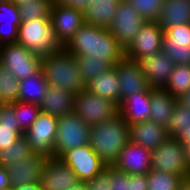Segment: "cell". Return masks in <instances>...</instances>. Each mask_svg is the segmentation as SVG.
<instances>
[{
  "label": "cell",
  "mask_w": 190,
  "mask_h": 190,
  "mask_svg": "<svg viewBox=\"0 0 190 190\" xmlns=\"http://www.w3.org/2000/svg\"><path fill=\"white\" fill-rule=\"evenodd\" d=\"M64 48L74 56H91L105 59L113 66L125 57V50L106 28L84 23Z\"/></svg>",
  "instance_id": "1"
},
{
  "label": "cell",
  "mask_w": 190,
  "mask_h": 190,
  "mask_svg": "<svg viewBox=\"0 0 190 190\" xmlns=\"http://www.w3.org/2000/svg\"><path fill=\"white\" fill-rule=\"evenodd\" d=\"M129 142V124L119 113L90 128V146L106 166L114 165Z\"/></svg>",
  "instance_id": "2"
},
{
  "label": "cell",
  "mask_w": 190,
  "mask_h": 190,
  "mask_svg": "<svg viewBox=\"0 0 190 190\" xmlns=\"http://www.w3.org/2000/svg\"><path fill=\"white\" fill-rule=\"evenodd\" d=\"M41 70L49 86L74 95L86 89L75 56L65 48L41 58Z\"/></svg>",
  "instance_id": "3"
},
{
  "label": "cell",
  "mask_w": 190,
  "mask_h": 190,
  "mask_svg": "<svg viewBox=\"0 0 190 190\" xmlns=\"http://www.w3.org/2000/svg\"><path fill=\"white\" fill-rule=\"evenodd\" d=\"M17 43L43 58L64 48L52 28L50 18H37L19 25Z\"/></svg>",
  "instance_id": "4"
},
{
  "label": "cell",
  "mask_w": 190,
  "mask_h": 190,
  "mask_svg": "<svg viewBox=\"0 0 190 190\" xmlns=\"http://www.w3.org/2000/svg\"><path fill=\"white\" fill-rule=\"evenodd\" d=\"M90 128L74 111L58 118L54 157L60 158L66 151L90 144Z\"/></svg>",
  "instance_id": "5"
},
{
  "label": "cell",
  "mask_w": 190,
  "mask_h": 190,
  "mask_svg": "<svg viewBox=\"0 0 190 190\" xmlns=\"http://www.w3.org/2000/svg\"><path fill=\"white\" fill-rule=\"evenodd\" d=\"M151 169L189 178L184 146L176 138H167L151 151Z\"/></svg>",
  "instance_id": "6"
},
{
  "label": "cell",
  "mask_w": 190,
  "mask_h": 190,
  "mask_svg": "<svg viewBox=\"0 0 190 190\" xmlns=\"http://www.w3.org/2000/svg\"><path fill=\"white\" fill-rule=\"evenodd\" d=\"M74 112L89 127H92L113 118L119 113V107L113 101L85 89L75 95Z\"/></svg>",
  "instance_id": "7"
},
{
  "label": "cell",
  "mask_w": 190,
  "mask_h": 190,
  "mask_svg": "<svg viewBox=\"0 0 190 190\" xmlns=\"http://www.w3.org/2000/svg\"><path fill=\"white\" fill-rule=\"evenodd\" d=\"M0 65L19 81L41 70V58L19 43L0 45Z\"/></svg>",
  "instance_id": "8"
},
{
  "label": "cell",
  "mask_w": 190,
  "mask_h": 190,
  "mask_svg": "<svg viewBox=\"0 0 190 190\" xmlns=\"http://www.w3.org/2000/svg\"><path fill=\"white\" fill-rule=\"evenodd\" d=\"M57 125V117L42 111L38 114L35 122L24 133L35 154H41L47 158L54 157Z\"/></svg>",
  "instance_id": "9"
},
{
  "label": "cell",
  "mask_w": 190,
  "mask_h": 190,
  "mask_svg": "<svg viewBox=\"0 0 190 190\" xmlns=\"http://www.w3.org/2000/svg\"><path fill=\"white\" fill-rule=\"evenodd\" d=\"M144 23L145 20L134 7L126 0H121L108 30L126 50Z\"/></svg>",
  "instance_id": "10"
},
{
  "label": "cell",
  "mask_w": 190,
  "mask_h": 190,
  "mask_svg": "<svg viewBox=\"0 0 190 190\" xmlns=\"http://www.w3.org/2000/svg\"><path fill=\"white\" fill-rule=\"evenodd\" d=\"M59 159L74 171L79 182L92 180L106 167L90 144L66 151Z\"/></svg>",
  "instance_id": "11"
},
{
  "label": "cell",
  "mask_w": 190,
  "mask_h": 190,
  "mask_svg": "<svg viewBox=\"0 0 190 190\" xmlns=\"http://www.w3.org/2000/svg\"><path fill=\"white\" fill-rule=\"evenodd\" d=\"M164 30L157 21H145L133 42L125 50V57L139 61L162 51Z\"/></svg>",
  "instance_id": "12"
},
{
  "label": "cell",
  "mask_w": 190,
  "mask_h": 190,
  "mask_svg": "<svg viewBox=\"0 0 190 190\" xmlns=\"http://www.w3.org/2000/svg\"><path fill=\"white\" fill-rule=\"evenodd\" d=\"M50 21L58 40L63 46L84 25L83 11L53 2L50 13Z\"/></svg>",
  "instance_id": "13"
},
{
  "label": "cell",
  "mask_w": 190,
  "mask_h": 190,
  "mask_svg": "<svg viewBox=\"0 0 190 190\" xmlns=\"http://www.w3.org/2000/svg\"><path fill=\"white\" fill-rule=\"evenodd\" d=\"M162 51L175 65H190V23L166 29Z\"/></svg>",
  "instance_id": "14"
},
{
  "label": "cell",
  "mask_w": 190,
  "mask_h": 190,
  "mask_svg": "<svg viewBox=\"0 0 190 190\" xmlns=\"http://www.w3.org/2000/svg\"><path fill=\"white\" fill-rule=\"evenodd\" d=\"M114 67L118 74L120 103L135 93L151 91L138 61L124 57Z\"/></svg>",
  "instance_id": "15"
},
{
  "label": "cell",
  "mask_w": 190,
  "mask_h": 190,
  "mask_svg": "<svg viewBox=\"0 0 190 190\" xmlns=\"http://www.w3.org/2000/svg\"><path fill=\"white\" fill-rule=\"evenodd\" d=\"M78 182L74 171L61 159L47 158L42 168L41 185L43 190H66Z\"/></svg>",
  "instance_id": "16"
},
{
  "label": "cell",
  "mask_w": 190,
  "mask_h": 190,
  "mask_svg": "<svg viewBox=\"0 0 190 190\" xmlns=\"http://www.w3.org/2000/svg\"><path fill=\"white\" fill-rule=\"evenodd\" d=\"M148 85L152 89L164 88L175 66L163 51L147 56L138 61Z\"/></svg>",
  "instance_id": "17"
},
{
  "label": "cell",
  "mask_w": 190,
  "mask_h": 190,
  "mask_svg": "<svg viewBox=\"0 0 190 190\" xmlns=\"http://www.w3.org/2000/svg\"><path fill=\"white\" fill-rule=\"evenodd\" d=\"M127 174H147L151 170V151L129 142L113 165Z\"/></svg>",
  "instance_id": "18"
},
{
  "label": "cell",
  "mask_w": 190,
  "mask_h": 190,
  "mask_svg": "<svg viewBox=\"0 0 190 190\" xmlns=\"http://www.w3.org/2000/svg\"><path fill=\"white\" fill-rule=\"evenodd\" d=\"M46 160V156L35 154L32 158H25L23 162L12 163L7 168L10 186L14 188L25 184L41 183L42 168Z\"/></svg>",
  "instance_id": "19"
},
{
  "label": "cell",
  "mask_w": 190,
  "mask_h": 190,
  "mask_svg": "<svg viewBox=\"0 0 190 190\" xmlns=\"http://www.w3.org/2000/svg\"><path fill=\"white\" fill-rule=\"evenodd\" d=\"M130 142L150 151L158 148L167 138V128L151 120L129 125Z\"/></svg>",
  "instance_id": "20"
},
{
  "label": "cell",
  "mask_w": 190,
  "mask_h": 190,
  "mask_svg": "<svg viewBox=\"0 0 190 190\" xmlns=\"http://www.w3.org/2000/svg\"><path fill=\"white\" fill-rule=\"evenodd\" d=\"M151 91H142L129 96L119 105V114L131 125L147 121L151 113Z\"/></svg>",
  "instance_id": "21"
},
{
  "label": "cell",
  "mask_w": 190,
  "mask_h": 190,
  "mask_svg": "<svg viewBox=\"0 0 190 190\" xmlns=\"http://www.w3.org/2000/svg\"><path fill=\"white\" fill-rule=\"evenodd\" d=\"M75 95L56 86H48L46 94L39 104L40 110L60 118L74 111Z\"/></svg>",
  "instance_id": "22"
},
{
  "label": "cell",
  "mask_w": 190,
  "mask_h": 190,
  "mask_svg": "<svg viewBox=\"0 0 190 190\" xmlns=\"http://www.w3.org/2000/svg\"><path fill=\"white\" fill-rule=\"evenodd\" d=\"M21 23L18 6L11 0L0 1V45L17 42Z\"/></svg>",
  "instance_id": "23"
},
{
  "label": "cell",
  "mask_w": 190,
  "mask_h": 190,
  "mask_svg": "<svg viewBox=\"0 0 190 190\" xmlns=\"http://www.w3.org/2000/svg\"><path fill=\"white\" fill-rule=\"evenodd\" d=\"M86 89L97 96L113 101L119 107L120 86L117 70L114 66L88 82Z\"/></svg>",
  "instance_id": "24"
},
{
  "label": "cell",
  "mask_w": 190,
  "mask_h": 190,
  "mask_svg": "<svg viewBox=\"0 0 190 190\" xmlns=\"http://www.w3.org/2000/svg\"><path fill=\"white\" fill-rule=\"evenodd\" d=\"M177 101L178 98L174 97L165 89L151 88V113L149 120L168 128Z\"/></svg>",
  "instance_id": "25"
},
{
  "label": "cell",
  "mask_w": 190,
  "mask_h": 190,
  "mask_svg": "<svg viewBox=\"0 0 190 190\" xmlns=\"http://www.w3.org/2000/svg\"><path fill=\"white\" fill-rule=\"evenodd\" d=\"M157 23L164 31L190 23V0H164Z\"/></svg>",
  "instance_id": "26"
},
{
  "label": "cell",
  "mask_w": 190,
  "mask_h": 190,
  "mask_svg": "<svg viewBox=\"0 0 190 190\" xmlns=\"http://www.w3.org/2000/svg\"><path fill=\"white\" fill-rule=\"evenodd\" d=\"M121 0H96L83 11L84 22L106 28L111 26Z\"/></svg>",
  "instance_id": "27"
},
{
  "label": "cell",
  "mask_w": 190,
  "mask_h": 190,
  "mask_svg": "<svg viewBox=\"0 0 190 190\" xmlns=\"http://www.w3.org/2000/svg\"><path fill=\"white\" fill-rule=\"evenodd\" d=\"M18 101L39 105L44 98L48 82L42 70L19 81Z\"/></svg>",
  "instance_id": "28"
},
{
  "label": "cell",
  "mask_w": 190,
  "mask_h": 190,
  "mask_svg": "<svg viewBox=\"0 0 190 190\" xmlns=\"http://www.w3.org/2000/svg\"><path fill=\"white\" fill-rule=\"evenodd\" d=\"M22 135L13 107L10 104H0V150L12 146Z\"/></svg>",
  "instance_id": "29"
},
{
  "label": "cell",
  "mask_w": 190,
  "mask_h": 190,
  "mask_svg": "<svg viewBox=\"0 0 190 190\" xmlns=\"http://www.w3.org/2000/svg\"><path fill=\"white\" fill-rule=\"evenodd\" d=\"M35 155L24 135L20 136L12 146L0 150V165L8 168L12 163L23 162L25 158Z\"/></svg>",
  "instance_id": "30"
},
{
  "label": "cell",
  "mask_w": 190,
  "mask_h": 190,
  "mask_svg": "<svg viewBox=\"0 0 190 190\" xmlns=\"http://www.w3.org/2000/svg\"><path fill=\"white\" fill-rule=\"evenodd\" d=\"M81 77L85 84L93 80L98 74L111 69L113 65L105 60L91 56H75Z\"/></svg>",
  "instance_id": "31"
},
{
  "label": "cell",
  "mask_w": 190,
  "mask_h": 190,
  "mask_svg": "<svg viewBox=\"0 0 190 190\" xmlns=\"http://www.w3.org/2000/svg\"><path fill=\"white\" fill-rule=\"evenodd\" d=\"M163 89L176 98L187 92L190 89V65H175Z\"/></svg>",
  "instance_id": "32"
},
{
  "label": "cell",
  "mask_w": 190,
  "mask_h": 190,
  "mask_svg": "<svg viewBox=\"0 0 190 190\" xmlns=\"http://www.w3.org/2000/svg\"><path fill=\"white\" fill-rule=\"evenodd\" d=\"M17 119L18 129L24 134L37 119L41 112L39 105L16 101L10 103Z\"/></svg>",
  "instance_id": "33"
},
{
  "label": "cell",
  "mask_w": 190,
  "mask_h": 190,
  "mask_svg": "<svg viewBox=\"0 0 190 190\" xmlns=\"http://www.w3.org/2000/svg\"><path fill=\"white\" fill-rule=\"evenodd\" d=\"M19 87V80L0 65V104L18 101Z\"/></svg>",
  "instance_id": "34"
},
{
  "label": "cell",
  "mask_w": 190,
  "mask_h": 190,
  "mask_svg": "<svg viewBox=\"0 0 190 190\" xmlns=\"http://www.w3.org/2000/svg\"><path fill=\"white\" fill-rule=\"evenodd\" d=\"M148 190H177L180 176L151 169L147 174Z\"/></svg>",
  "instance_id": "35"
},
{
  "label": "cell",
  "mask_w": 190,
  "mask_h": 190,
  "mask_svg": "<svg viewBox=\"0 0 190 190\" xmlns=\"http://www.w3.org/2000/svg\"><path fill=\"white\" fill-rule=\"evenodd\" d=\"M54 0H33L27 5H19V13L22 22L37 18H50L51 7Z\"/></svg>",
  "instance_id": "36"
},
{
  "label": "cell",
  "mask_w": 190,
  "mask_h": 190,
  "mask_svg": "<svg viewBox=\"0 0 190 190\" xmlns=\"http://www.w3.org/2000/svg\"><path fill=\"white\" fill-rule=\"evenodd\" d=\"M190 124V109L177 101L172 117L170 118L167 133L169 137L176 138L184 128Z\"/></svg>",
  "instance_id": "37"
},
{
  "label": "cell",
  "mask_w": 190,
  "mask_h": 190,
  "mask_svg": "<svg viewBox=\"0 0 190 190\" xmlns=\"http://www.w3.org/2000/svg\"><path fill=\"white\" fill-rule=\"evenodd\" d=\"M129 2L145 21H157L164 0H126Z\"/></svg>",
  "instance_id": "38"
},
{
  "label": "cell",
  "mask_w": 190,
  "mask_h": 190,
  "mask_svg": "<svg viewBox=\"0 0 190 190\" xmlns=\"http://www.w3.org/2000/svg\"><path fill=\"white\" fill-rule=\"evenodd\" d=\"M85 183L87 185V190H111L110 166H106L100 174Z\"/></svg>",
  "instance_id": "39"
},
{
  "label": "cell",
  "mask_w": 190,
  "mask_h": 190,
  "mask_svg": "<svg viewBox=\"0 0 190 190\" xmlns=\"http://www.w3.org/2000/svg\"><path fill=\"white\" fill-rule=\"evenodd\" d=\"M128 175L123 171L110 166V187L111 190H127L128 188Z\"/></svg>",
  "instance_id": "40"
},
{
  "label": "cell",
  "mask_w": 190,
  "mask_h": 190,
  "mask_svg": "<svg viewBox=\"0 0 190 190\" xmlns=\"http://www.w3.org/2000/svg\"><path fill=\"white\" fill-rule=\"evenodd\" d=\"M127 190H148V181L146 174H130L128 175Z\"/></svg>",
  "instance_id": "41"
},
{
  "label": "cell",
  "mask_w": 190,
  "mask_h": 190,
  "mask_svg": "<svg viewBox=\"0 0 190 190\" xmlns=\"http://www.w3.org/2000/svg\"><path fill=\"white\" fill-rule=\"evenodd\" d=\"M54 1L63 4L65 6L73 7L74 9L84 11L87 8V6H89L91 3H93L96 0H54Z\"/></svg>",
  "instance_id": "42"
},
{
  "label": "cell",
  "mask_w": 190,
  "mask_h": 190,
  "mask_svg": "<svg viewBox=\"0 0 190 190\" xmlns=\"http://www.w3.org/2000/svg\"><path fill=\"white\" fill-rule=\"evenodd\" d=\"M176 139L184 146V148L190 145V124L184 128V131L181 132Z\"/></svg>",
  "instance_id": "43"
},
{
  "label": "cell",
  "mask_w": 190,
  "mask_h": 190,
  "mask_svg": "<svg viewBox=\"0 0 190 190\" xmlns=\"http://www.w3.org/2000/svg\"><path fill=\"white\" fill-rule=\"evenodd\" d=\"M6 187H11L9 183L8 169L0 165V190Z\"/></svg>",
  "instance_id": "44"
},
{
  "label": "cell",
  "mask_w": 190,
  "mask_h": 190,
  "mask_svg": "<svg viewBox=\"0 0 190 190\" xmlns=\"http://www.w3.org/2000/svg\"><path fill=\"white\" fill-rule=\"evenodd\" d=\"M13 190H43V188L41 183H33L14 187Z\"/></svg>",
  "instance_id": "45"
},
{
  "label": "cell",
  "mask_w": 190,
  "mask_h": 190,
  "mask_svg": "<svg viewBox=\"0 0 190 190\" xmlns=\"http://www.w3.org/2000/svg\"><path fill=\"white\" fill-rule=\"evenodd\" d=\"M178 101L190 109V89L178 97Z\"/></svg>",
  "instance_id": "46"
},
{
  "label": "cell",
  "mask_w": 190,
  "mask_h": 190,
  "mask_svg": "<svg viewBox=\"0 0 190 190\" xmlns=\"http://www.w3.org/2000/svg\"><path fill=\"white\" fill-rule=\"evenodd\" d=\"M177 190H190V178L183 179L180 182Z\"/></svg>",
  "instance_id": "47"
},
{
  "label": "cell",
  "mask_w": 190,
  "mask_h": 190,
  "mask_svg": "<svg viewBox=\"0 0 190 190\" xmlns=\"http://www.w3.org/2000/svg\"><path fill=\"white\" fill-rule=\"evenodd\" d=\"M66 190H87V185L85 182H78L74 186L68 187Z\"/></svg>",
  "instance_id": "48"
},
{
  "label": "cell",
  "mask_w": 190,
  "mask_h": 190,
  "mask_svg": "<svg viewBox=\"0 0 190 190\" xmlns=\"http://www.w3.org/2000/svg\"><path fill=\"white\" fill-rule=\"evenodd\" d=\"M185 155H186V162H187L188 170L190 172V145L185 147Z\"/></svg>",
  "instance_id": "49"
},
{
  "label": "cell",
  "mask_w": 190,
  "mask_h": 190,
  "mask_svg": "<svg viewBox=\"0 0 190 190\" xmlns=\"http://www.w3.org/2000/svg\"><path fill=\"white\" fill-rule=\"evenodd\" d=\"M13 3H15L17 6L19 5H27V3H30V1L33 0H11Z\"/></svg>",
  "instance_id": "50"
},
{
  "label": "cell",
  "mask_w": 190,
  "mask_h": 190,
  "mask_svg": "<svg viewBox=\"0 0 190 190\" xmlns=\"http://www.w3.org/2000/svg\"><path fill=\"white\" fill-rule=\"evenodd\" d=\"M1 190H13V187H6V188L1 189Z\"/></svg>",
  "instance_id": "51"
}]
</instances>
